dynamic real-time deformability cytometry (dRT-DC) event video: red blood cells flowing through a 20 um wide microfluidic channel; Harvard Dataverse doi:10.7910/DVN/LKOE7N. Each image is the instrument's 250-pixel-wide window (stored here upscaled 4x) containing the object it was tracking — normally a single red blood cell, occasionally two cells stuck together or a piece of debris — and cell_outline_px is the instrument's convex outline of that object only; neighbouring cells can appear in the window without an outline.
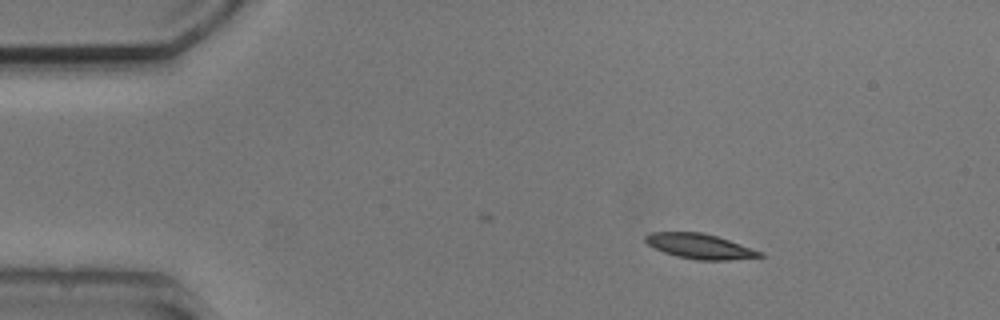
{"species": "common noctule bat (a hibernating species)", "species_latin": "Nyctalus noctula", "temperature_condition": "cold", "stored_images_in_passage": 3, "camera_frame_rate_fps": 3000, "um_per_image_px": 0.085, "animal": {"sex": "male", "body_mass_g": 20.5, "forearm_length_mm": 52.5}, "frame": {"image": 1, "passage_image": 1, "time_ms": 0.0, "image_size_px": [1000, 320], "cell_outline_px": [[764, 256], [728, 260], [696, 260], [676, 256], [664, 252], [648, 244], [644, 240], [644, 236], [648, 232], [700, 232], [716, 236], [764, 252]], "centroid_in_image_um": [59.47, 20.93], "position_along_channel_um": 25.5, "area_um2": 16.59}}